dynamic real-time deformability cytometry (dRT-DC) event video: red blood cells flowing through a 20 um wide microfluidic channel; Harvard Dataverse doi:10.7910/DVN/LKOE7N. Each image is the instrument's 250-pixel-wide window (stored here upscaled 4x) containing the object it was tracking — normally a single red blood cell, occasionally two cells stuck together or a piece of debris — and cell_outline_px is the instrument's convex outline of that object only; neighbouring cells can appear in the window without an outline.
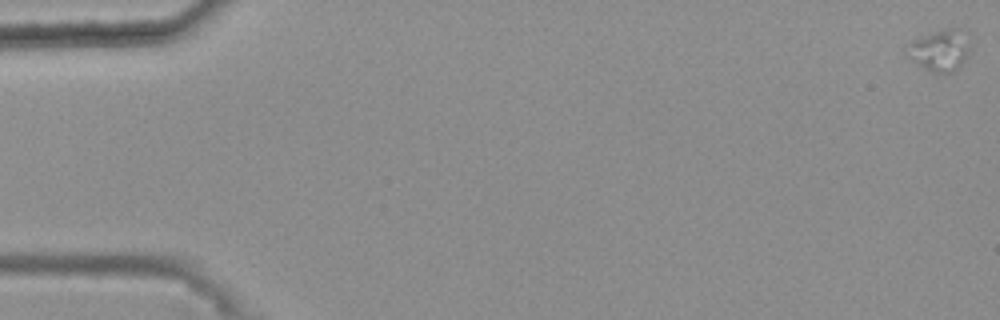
{"species": "common noctule bat (a hibernating species)", "species_latin": "Nyctalus noctula", "temperature_condition": "warm", "stored_images_in_passage": 51, "camera_frame_rate_fps": 3000, "um_per_image_px": 0.085, "animal": {"sex": "female", "body_mass_g": 25.1}, "frame": {"image": 1, "passage_image": 1, "time_ms": 0.0, "image_size_px": [1000, 320], "cell_outline_px": [[968, 52], [964, 60], [952, 72], [932, 72], [912, 60], [908, 56], [912, 40], [932, 32], [944, 28], [956, 28], [968, 48]], "centroid_in_image_um": [79.84, 4.29], "position_along_channel_um": 5.2, "area_um2": 14.05}}